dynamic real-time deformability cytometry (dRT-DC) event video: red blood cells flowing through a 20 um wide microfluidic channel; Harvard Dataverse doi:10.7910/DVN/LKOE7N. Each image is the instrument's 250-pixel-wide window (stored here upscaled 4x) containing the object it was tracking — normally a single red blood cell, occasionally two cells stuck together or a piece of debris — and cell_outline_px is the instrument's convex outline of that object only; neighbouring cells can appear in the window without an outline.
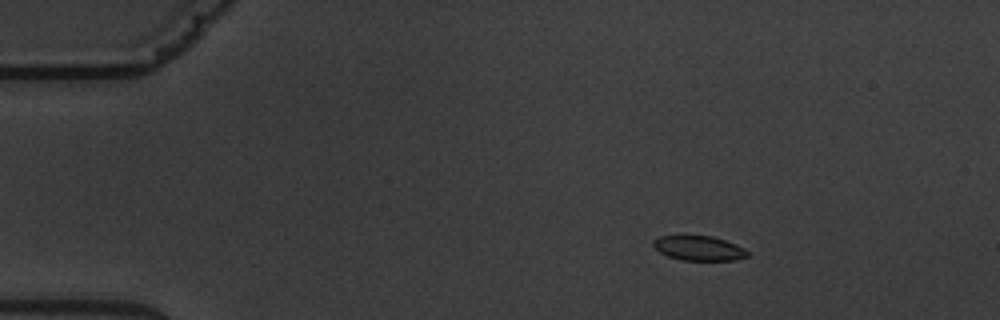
{"species": "common noctule bat (a hibernating species)", "species_latin": "Nyctalus noctula", "temperature_condition": "warm", "stored_images_in_passage": 8, "camera_frame_rate_fps": 3000, "um_per_image_px": 0.085, "animal": {"sex": "male", "body_mass_g": 19.5, "forearm_length_mm": 54.6}, "frame": {"image": 1, "passage_image": 3, "time_ms": 2.333, "image_size_px": [1000, 320], "cell_outline_px": [[748, 256], [736, 260], [680, 260], [668, 256], [660, 252], [652, 244], [652, 240], [660, 236], [680, 232], [684, 232], [712, 236], [736, 244], [744, 248], [748, 252]], "centroid_in_image_um": [59.33, 21.03], "position_along_channel_um": 25.7, "area_um2": 14.28}}
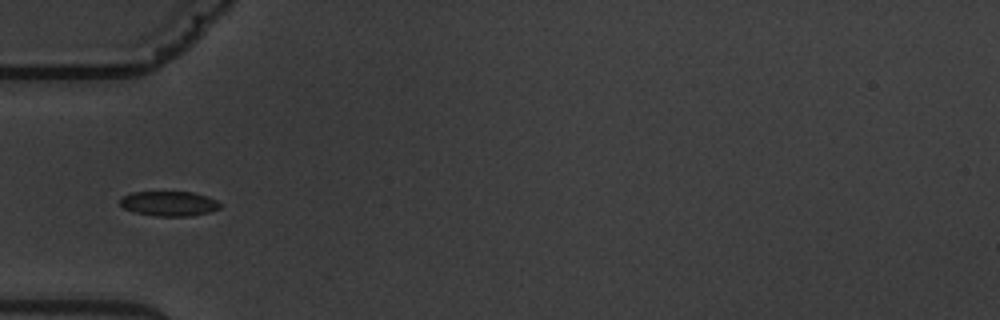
{"frame": {"image": 2, "passage_image": 6, "time_ms": 5.667, "image_size_px": [1000, 320], "cell_outline_px": [[220, 208], [208, 212], [192, 216], [156, 216], [136, 212], [124, 208], [120, 204], [120, 200], [124, 196], [132, 192], [192, 192], [208, 196], [216, 200], [220, 204]], "centroid_in_image_um": [14.39, 17.3], "position_along_channel_um": 70.6, "area_um2": 14.33}}